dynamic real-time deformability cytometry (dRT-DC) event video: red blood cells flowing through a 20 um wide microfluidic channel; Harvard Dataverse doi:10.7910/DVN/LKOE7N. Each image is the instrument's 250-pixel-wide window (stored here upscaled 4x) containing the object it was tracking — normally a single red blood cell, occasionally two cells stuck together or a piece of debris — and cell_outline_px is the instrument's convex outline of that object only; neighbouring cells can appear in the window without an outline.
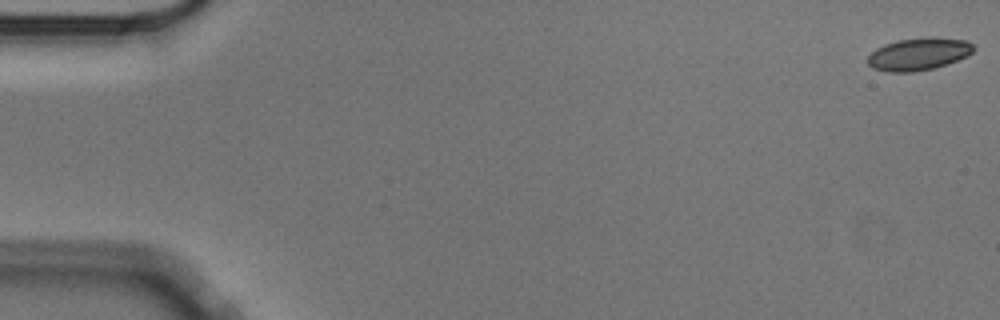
{"species": "Egyptian fruit bat (a non-hibernating species)", "species_latin": "Rousettus aegyptiacus", "temperature_condition": "cold", "stored_images_in_passage": 57, "camera_frame_rate_fps": 3000, "um_per_image_px": 0.085, "animal": {"sex": "male"}, "frame": {"image": 1, "passage_image": 1, "time_ms": 0.0, "image_size_px": [1000, 320], "cell_outline_px": [[976, 48], [968, 56], [948, 64], [936, 68], [912, 72], [888, 72], [872, 68], [868, 64], [868, 56], [876, 48], [884, 44], [896, 40], [928, 36], [968, 40]], "centroid_in_image_um": [78.11, 4.58], "position_along_channel_um": 6.9, "area_um2": 20.4}}
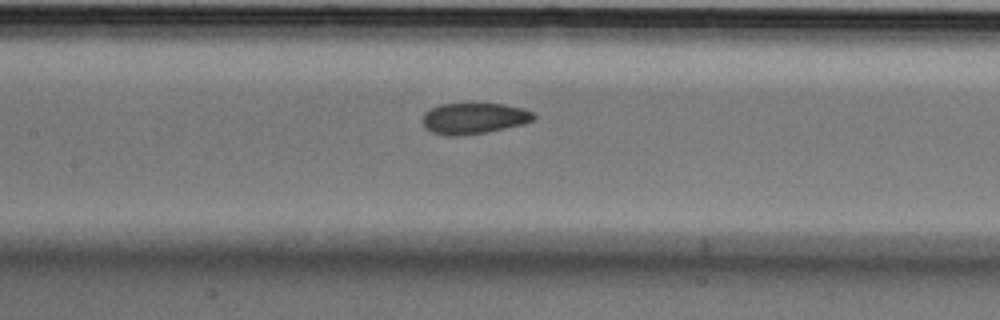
{"frame": {"image": 2, "passage_image": 27, "time_ms": 8.667, "image_size_px": [1000, 320], "cell_outline_px": [[536, 120], [524, 124], [488, 132], [460, 136], [448, 136], [432, 132], [424, 128], [420, 120], [424, 112], [440, 104], [504, 104], [524, 108], [532, 112], [536, 116]], "centroid_in_image_um": [40.28, 10.07], "position_along_channel_um": 167.1, "area_um2": 20.46}}
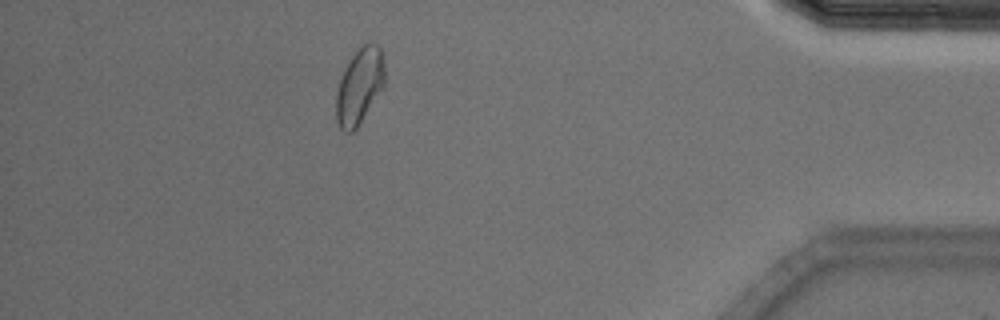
{"frame": {"image": 3, "passage_image": 51, "time_ms": 16.667, "image_size_px": [1000, 320], "cell_outline_px": [[384, 84], [356, 128], [352, 132], [344, 132], [340, 128], [336, 120], [336, 92], [344, 68], [352, 56], [364, 44], [376, 44], [380, 48], [384, 64]], "centroid_in_image_um": [30.53, 7.33], "position_along_channel_um": 404.7, "area_um2": 20.87}, "authors_computed_cell_mechanics": {"area_um2": 20.4612, "velocity_mm_per_s": 3.5184, "shape_relaxation_time_tau1_ms": 5.9716, "shape_relaxation_time_tau2_ms": 2.8613, "deformation_change_tau1": 0.0962, "deformation_change_tau2": 0.0542}}